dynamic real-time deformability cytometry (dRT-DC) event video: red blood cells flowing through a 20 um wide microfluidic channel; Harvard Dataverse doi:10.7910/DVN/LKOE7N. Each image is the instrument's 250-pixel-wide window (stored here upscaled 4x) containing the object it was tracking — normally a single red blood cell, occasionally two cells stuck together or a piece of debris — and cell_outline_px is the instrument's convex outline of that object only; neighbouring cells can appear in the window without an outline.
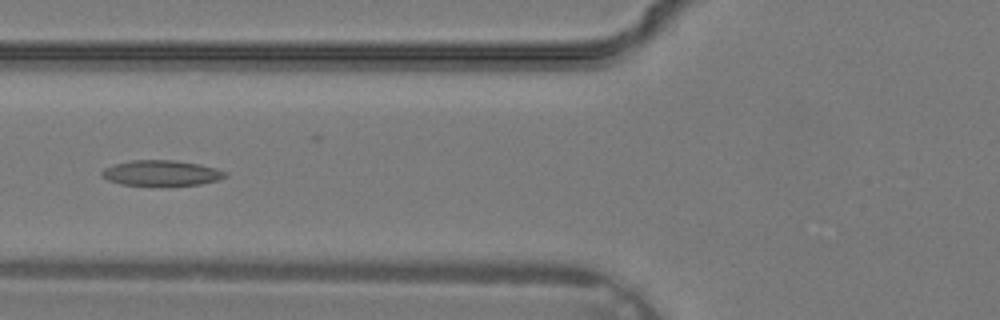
{"species": "common noctule bat (a hibernating species)", "species_latin": "Nyctalus noctula", "temperature_condition": "warm", "stored_images_in_passage": 32, "camera_frame_rate_fps": 3000, "um_per_image_px": 0.085, "animal": {"sex": "male", "body_mass_g": 19.2, "forearm_length_mm": 51.8}, "frame": {"image": 1, "passage_image": 9, "time_ms": 2.667, "image_size_px": [1000, 320], "cell_outline_px": [[228, 176], [216, 180], [200, 184], [120, 184], [108, 180], [100, 176], [100, 172], [104, 168], [116, 164], [132, 160], [176, 160], [200, 164], [216, 168], [228, 172]], "centroid_in_image_um": [13.72, 14.68], "position_along_channel_um": 112.1, "area_um2": 17.98}}
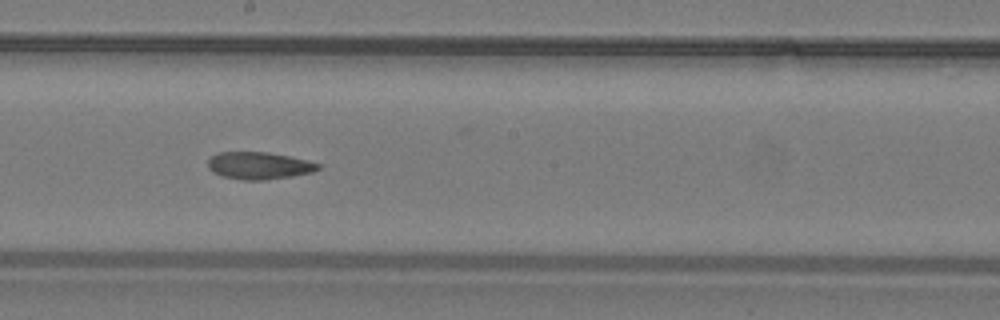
{"frame": {"image": 2, "passage_image": 15, "time_ms": 4.667, "image_size_px": [1000, 320], "cell_outline_px": [[320, 168], [312, 172], [292, 176], [264, 180], [244, 180], [224, 176], [208, 168], [208, 160], [216, 152], [268, 152], [288, 156], [320, 164]], "centroid_in_image_um": [22.01, 14.07], "position_along_channel_um": 226.2, "area_um2": 17.22}}
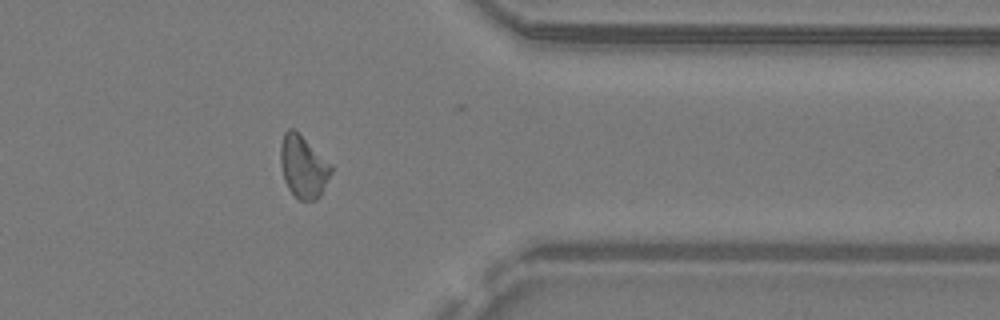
{"frame": {"image": 3, "passage_image": 24, "time_ms": 7.667, "image_size_px": [1000, 320], "cell_outline_px": [[332, 172], [320, 196], [316, 200], [300, 200], [288, 188], [284, 180], [280, 164], [280, 144], [284, 132], [288, 128], [292, 128], [332, 164]], "centroid_in_image_um": [25.77, 14.17], "position_along_channel_um": 385.6, "area_um2": 18.26}}